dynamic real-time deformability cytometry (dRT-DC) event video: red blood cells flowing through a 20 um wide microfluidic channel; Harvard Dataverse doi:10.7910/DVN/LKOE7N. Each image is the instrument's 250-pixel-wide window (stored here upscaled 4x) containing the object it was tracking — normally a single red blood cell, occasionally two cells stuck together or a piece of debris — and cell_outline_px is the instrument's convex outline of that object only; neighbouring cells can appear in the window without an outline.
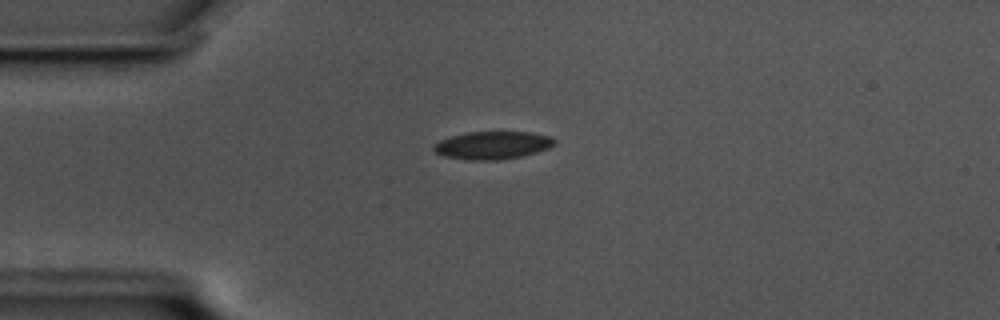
{"species": "common noctule bat (a hibernating species)", "species_latin": "Nyctalus noctula", "temperature_condition": "cold", "stored_images_in_passage": 45, "camera_frame_rate_fps": 3000, "um_per_image_px": 0.085, "animal": {"sex": "male", "body_mass_g": 17.5, "forearm_length_mm": 52.3}, "frame": {"image": 1, "passage_image": 1, "time_ms": 0.0, "image_size_px": [1000, 320], "cell_outline_px": [[556, 144], [548, 148], [536, 152], [520, 156], [500, 160], [468, 160], [444, 156], [436, 152], [432, 148], [432, 144], [440, 140], [452, 136], [468, 132], [528, 132], [552, 136], [556, 140]], "centroid_in_image_um": [41.87, 12.34], "position_along_channel_um": 43.1, "area_um2": 19.59}}
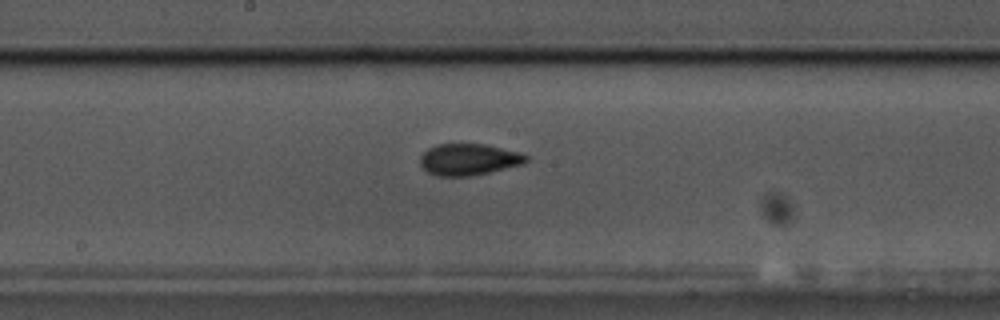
{"frame": {"image": 2, "passage_image": 17, "time_ms": 5.333, "image_size_px": [1000, 320], "cell_outline_px": [[528, 160], [524, 164], [488, 172], [468, 176], [436, 176], [428, 172], [420, 164], [420, 156], [428, 148], [436, 144], [484, 144], [520, 152], [528, 156]], "centroid_in_image_um": [39.84, 13.55], "position_along_channel_um": 208.4, "area_um2": 19.42}}
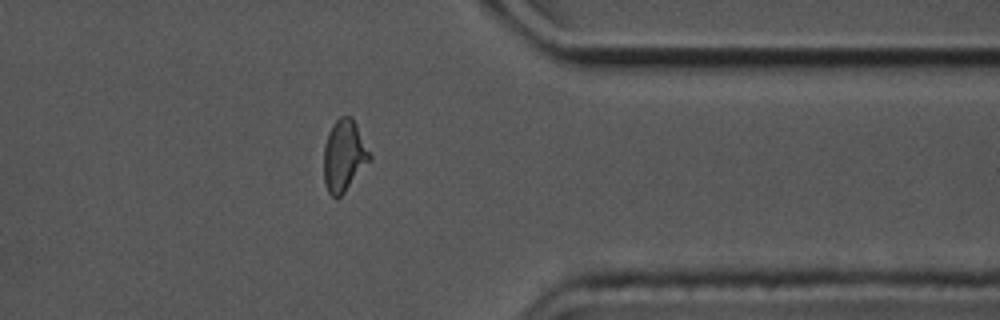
{"frame": {"image": 3, "passage_image": 33, "time_ms": 10.667, "image_size_px": [1000, 320], "cell_outline_px": [[372, 160], [344, 192], [336, 200], [328, 192], [324, 184], [324, 144], [328, 132], [332, 124], [340, 116], [352, 116], [372, 156]], "centroid_in_image_um": [29.24, 13.24], "position_along_channel_um": 382.2, "area_um2": 19.36}, "authors_computed_cell_mechanics": {"area_um2": 19.3052, "velocity_mm_per_s": 3.4669, "shape_relaxation_time_tau1_ms": 6.309, "shape_relaxation_time_tau2_ms": 2.2037, "deformation_change_tau1": 0.1464, "deformation_change_tau2": 0.0526}}